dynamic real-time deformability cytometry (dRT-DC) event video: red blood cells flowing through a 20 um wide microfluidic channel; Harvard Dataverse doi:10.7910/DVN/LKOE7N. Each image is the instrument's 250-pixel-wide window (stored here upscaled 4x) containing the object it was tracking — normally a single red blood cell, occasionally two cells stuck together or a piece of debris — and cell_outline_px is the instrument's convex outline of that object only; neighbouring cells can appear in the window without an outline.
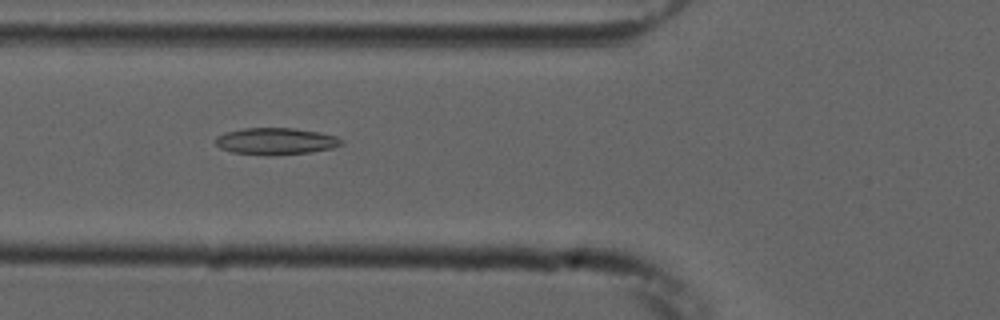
{"species": "common noctule bat (a hibernating species)", "species_latin": "Nyctalus noctula", "temperature_condition": "cold", "stored_images_in_passage": 33, "camera_frame_rate_fps": 3000, "um_per_image_px": 0.085, "animal": {"sex": "male", "forearm_length_mm": 52.5}, "frame": {"image": 1, "passage_image": 3, "time_ms": 0.667, "image_size_px": [1000, 320], "cell_outline_px": [[344, 144], [332, 148], [308, 152], [268, 156], [232, 152], [220, 148], [216, 144], [216, 136], [224, 132], [244, 128], [292, 128], [320, 132], [336, 136]], "centroid_in_image_um": [23.41, 12.0], "position_along_channel_um": 102.4, "area_um2": 19.65}}
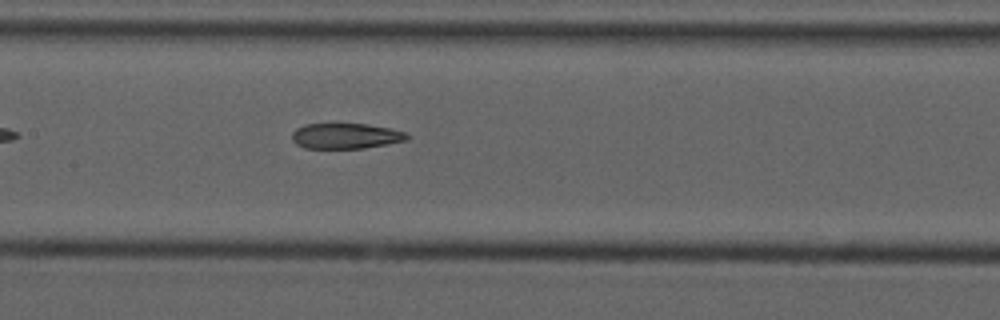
{"frame": {"image": 2, "passage_image": 9, "time_ms": 2.667, "image_size_px": [1000, 320], "cell_outline_px": [[408, 140], [388, 144], [364, 148], [304, 148], [296, 144], [292, 140], [292, 132], [296, 128], [304, 124], [368, 124], [392, 128], [404, 132], [408, 136]], "centroid_in_image_um": [29.38, 11.55], "position_along_channel_um": 178.0, "area_um2": 17.17}}
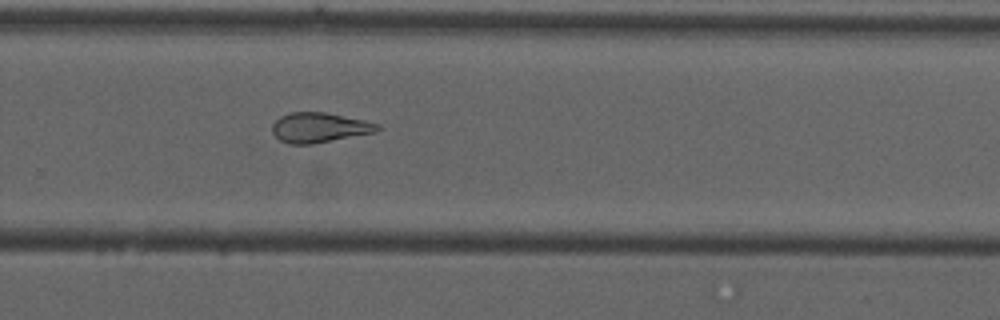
{"frame": {"image": 3, "passage_image": 19, "time_ms": 6.0, "image_size_px": [1000, 320], "cell_outline_px": [[380, 128], [376, 132], [312, 144], [292, 144], [280, 140], [272, 132], [272, 124], [280, 116], [292, 112], [324, 112], [364, 120], [380, 124]], "centroid_in_image_um": [27.14, 10.84], "position_along_channel_um": 302.7, "area_um2": 18.21}}